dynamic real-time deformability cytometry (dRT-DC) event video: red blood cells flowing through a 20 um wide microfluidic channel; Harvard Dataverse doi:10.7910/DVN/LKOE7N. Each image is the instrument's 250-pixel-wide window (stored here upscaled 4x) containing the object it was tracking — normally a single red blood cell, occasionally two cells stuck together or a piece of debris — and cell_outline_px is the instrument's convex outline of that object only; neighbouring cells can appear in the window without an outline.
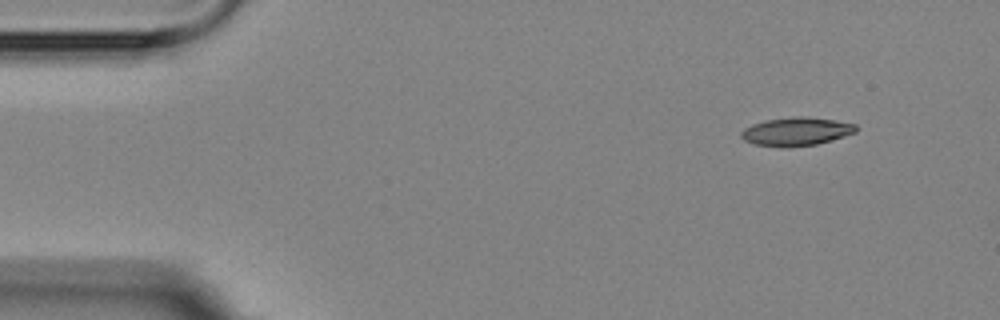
{"species": "Egyptian fruit bat (a non-hibernating species)", "species_latin": "Rousettus aegyptiacus", "temperature_condition": "room temperature", "stored_images_in_passage": 4, "camera_frame_rate_fps": 3000, "um_per_image_px": 0.085, "animal": {"sex": "female"}, "frame": {"image": 1, "passage_image": 1, "time_ms": 0.0, "image_size_px": [1000, 320], "cell_outline_px": [[856, 132], [844, 136], [816, 144], [788, 148], [784, 148], [756, 144], [744, 140], [740, 136], [740, 132], [744, 128], [752, 124], [768, 120], [792, 116], [800, 116], [836, 120], [856, 124]], "centroid_in_image_um": [67.66, 11.18], "position_along_channel_um": 17.3, "area_um2": 18.96}}